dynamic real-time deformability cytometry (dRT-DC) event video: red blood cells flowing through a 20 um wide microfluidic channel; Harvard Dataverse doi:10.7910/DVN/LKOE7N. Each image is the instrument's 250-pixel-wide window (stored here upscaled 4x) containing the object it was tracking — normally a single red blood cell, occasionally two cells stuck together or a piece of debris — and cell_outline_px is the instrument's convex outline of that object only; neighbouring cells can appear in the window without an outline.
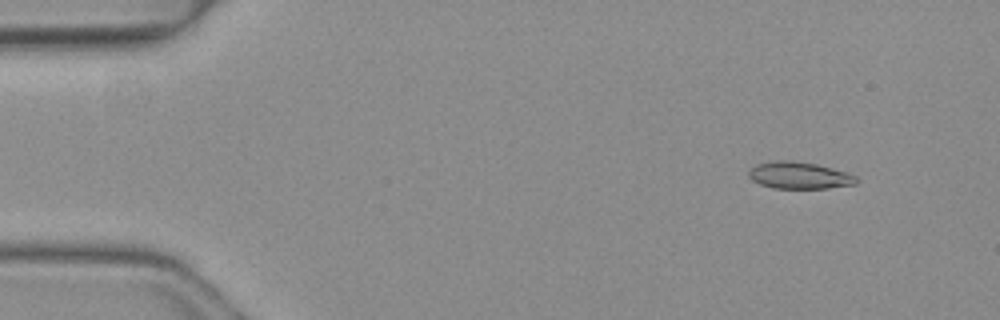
{"species": "common noctule bat (a hibernating species)", "species_latin": "Nyctalus noctula", "temperature_condition": "warm", "stored_images_in_passage": 9, "camera_frame_rate_fps": 3000, "um_per_image_px": 0.085, "animal": {"sex": "female", "body_mass_g": 19.3, "forearm_length_mm": 54.1}, "frame": {"image": 1, "passage_image": 5, "time_ms": 1.333, "image_size_px": [1000, 320], "cell_outline_px": [[860, 180], [856, 184], [828, 188], [772, 188], [760, 184], [752, 180], [748, 176], [748, 172], [756, 164], [776, 160], [792, 160], [816, 164], [832, 168], [856, 176]], "centroid_in_image_um": [67.93, 14.91], "position_along_channel_um": 17.1, "area_um2": 16.88}}